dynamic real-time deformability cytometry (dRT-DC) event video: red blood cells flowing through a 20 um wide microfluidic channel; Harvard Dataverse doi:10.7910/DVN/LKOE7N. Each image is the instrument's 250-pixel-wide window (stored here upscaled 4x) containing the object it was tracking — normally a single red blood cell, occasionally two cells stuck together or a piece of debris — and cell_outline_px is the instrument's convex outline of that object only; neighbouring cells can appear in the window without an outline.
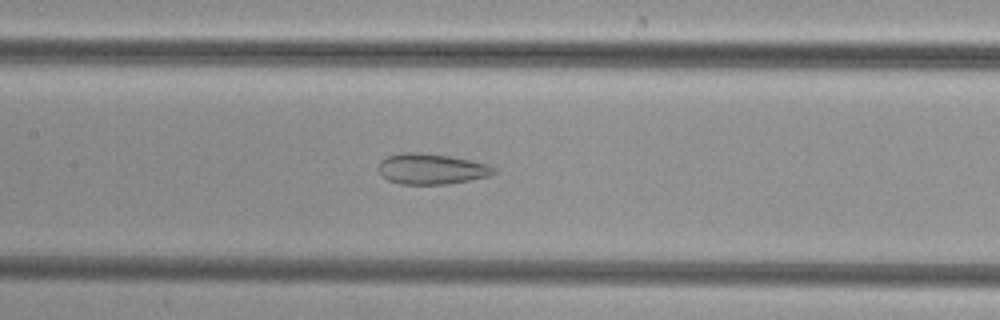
{"species": "common noctule bat (a hibernating species)", "species_latin": "Nyctalus noctula", "temperature_condition": "cold", "stored_images_in_passage": 45, "camera_frame_rate_fps": 3000, "um_per_image_px": 0.085, "animal": {"sex": "female", "body_mass_g": 29.2, "forearm_length_mm": 56.3}, "frame": {"image": 1, "passage_image": 23, "time_ms": 7.333, "image_size_px": [1000, 320], "cell_outline_px": [[496, 172], [488, 176], [448, 184], [400, 184], [388, 180], [380, 172], [380, 160], [388, 156], [400, 152], [420, 152], [448, 156], [472, 160], [488, 164], [496, 168]], "centroid_in_image_um": [36.69, 14.35], "position_along_channel_um": 170.7, "area_um2": 20.52}}
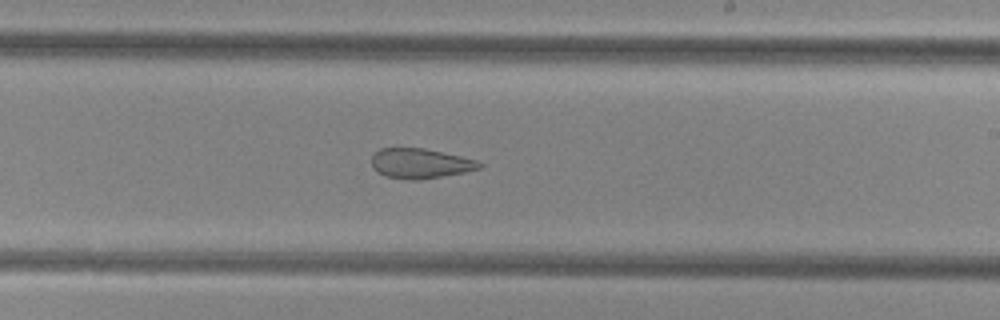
{"frame": {"image": 2, "passage_image": 29, "time_ms": 9.333, "image_size_px": [1000, 320], "cell_outline_px": [[484, 164], [480, 168], [464, 172], [420, 180], [408, 180], [384, 176], [376, 172], [372, 168], [372, 156], [380, 148], [424, 148], [460, 156], [476, 160]], "centroid_in_image_um": [35.69, 13.9], "position_along_channel_um": 253.3, "area_um2": 18.84}}
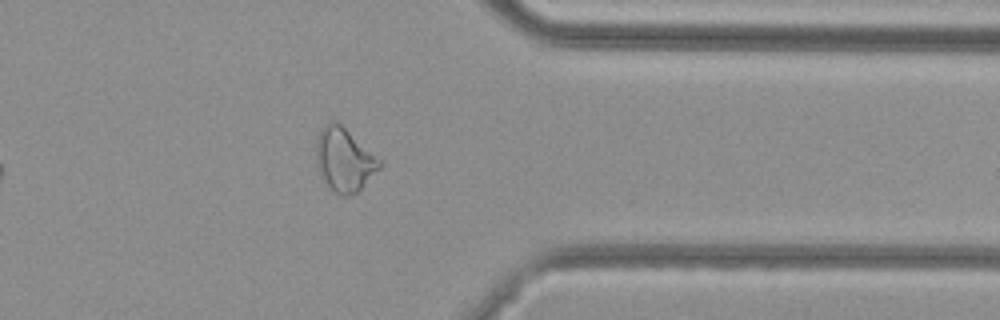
{"frame": {"image": 3, "passage_image": 39, "time_ms": 12.667, "image_size_px": [1000, 320], "cell_outline_px": [[384, 164], [356, 192], [348, 196], [340, 196], [320, 176], [316, 164], [316, 140], [324, 124], [332, 120], [336, 120], [384, 160]], "centroid_in_image_um": [29.29, 13.54], "position_along_channel_um": 382.1, "area_um2": 23.64}}